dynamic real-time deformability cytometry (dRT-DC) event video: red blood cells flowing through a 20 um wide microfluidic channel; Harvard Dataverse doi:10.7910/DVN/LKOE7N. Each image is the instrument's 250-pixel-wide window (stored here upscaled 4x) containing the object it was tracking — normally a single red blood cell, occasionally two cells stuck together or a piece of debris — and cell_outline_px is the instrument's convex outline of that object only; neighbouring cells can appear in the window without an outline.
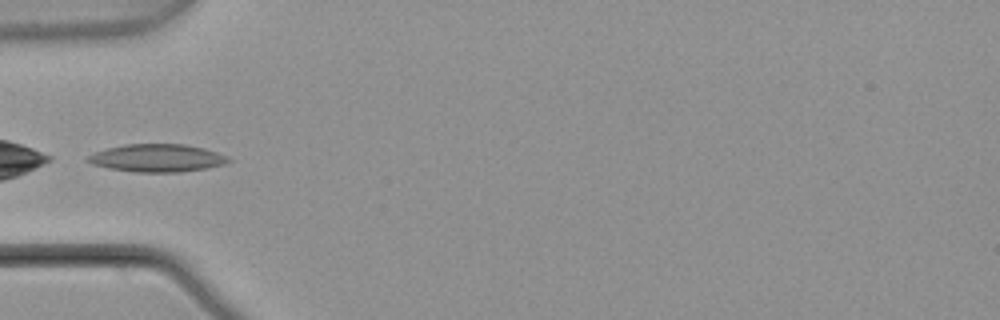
{"species": "common noctule bat (a hibernating species)", "species_latin": "Nyctalus noctula", "temperature_condition": "warm", "stored_images_in_passage": 7, "camera_frame_rate_fps": 3000, "um_per_image_px": 0.085, "animal": {"sex": "male", "body_mass_g": 21.5, "forearm_length_mm": 52.0}, "frame": {"image": 1, "passage_image": 4, "time_ms": 1.0, "image_size_px": [1000, 320], "cell_outline_px": [[232, 160], [224, 164], [208, 168], [180, 172], [132, 172], [108, 168], [92, 164], [84, 160], [88, 156], [96, 152], [108, 148], [124, 144], [184, 144], [204, 148], [228, 156]], "centroid_in_image_um": [13.36, 13.44], "position_along_channel_um": 71.6, "area_um2": 22.83}}
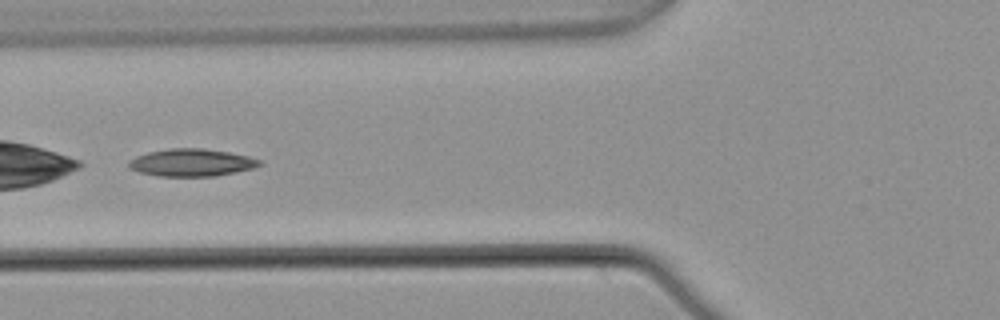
{"frame": {"image": 2, "passage_image": 5, "time_ms": 1.333, "image_size_px": [1000, 320], "cell_outline_px": [[264, 164], [252, 168], [236, 172], [216, 176], [160, 176], [140, 172], [128, 168], [128, 160], [136, 156], [148, 152], [168, 148], [204, 148], [228, 152], [248, 156], [260, 160]], "centroid_in_image_um": [16.27, 13.81], "position_along_channel_um": 109.5, "area_um2": 20.98}}
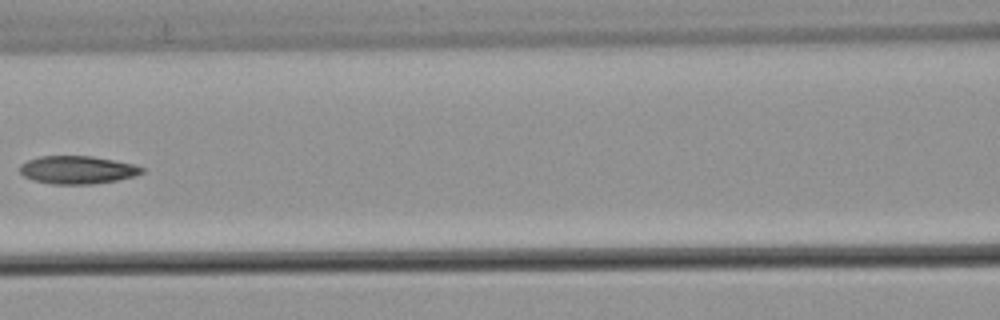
{"frame": {"image": 3, "passage_image": 6, "time_ms": 1.667, "image_size_px": [1000, 320], "cell_outline_px": [[144, 172], [136, 176], [116, 180], [92, 184], [52, 184], [32, 180], [24, 176], [20, 172], [20, 164], [28, 160], [40, 156], [92, 156], [132, 164], [144, 168]], "centroid_in_image_um": [6.56, 14.44], "position_along_channel_um": 160.0, "area_um2": 19.83}}